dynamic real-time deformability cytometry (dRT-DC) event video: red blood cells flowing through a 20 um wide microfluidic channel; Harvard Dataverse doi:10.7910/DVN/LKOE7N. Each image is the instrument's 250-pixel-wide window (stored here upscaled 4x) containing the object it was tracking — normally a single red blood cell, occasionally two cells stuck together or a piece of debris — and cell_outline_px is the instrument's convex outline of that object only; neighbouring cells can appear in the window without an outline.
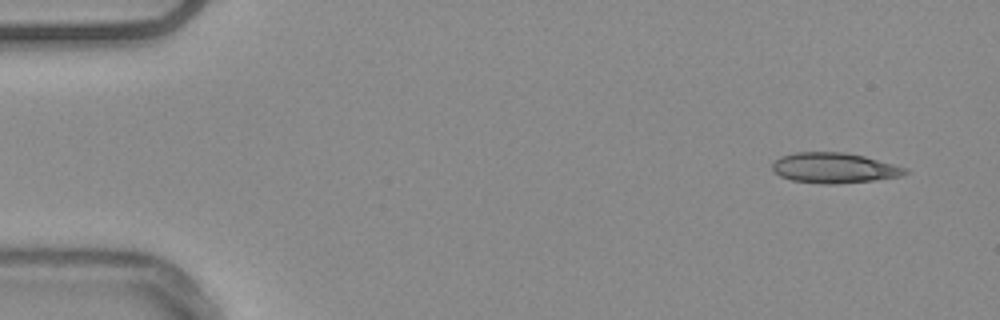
{"species": "common noctule bat (a hibernating species)", "species_latin": "Nyctalus noctula", "temperature_condition": "warm", "stored_images_in_passage": 51, "camera_frame_rate_fps": 3000, "um_per_image_px": 0.085, "animal": {"sex": "male", "body_mass_g": 20.4}, "frame": {"image": 1, "passage_image": 1, "time_ms": 0.0, "image_size_px": [1000, 320], "cell_outline_px": [[908, 172], [900, 176], [872, 180], [836, 184], [820, 184], [792, 180], [780, 176], [772, 168], [772, 164], [780, 156], [796, 152], [844, 152], [864, 156], [908, 168]], "centroid_in_image_um": [70.89, 14.27], "position_along_channel_um": 14.1, "area_um2": 23.35}}
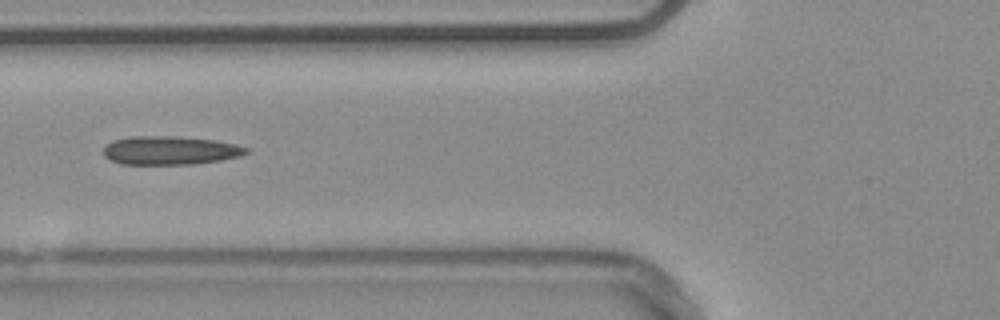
{"frame": {"image": 2, "passage_image": 18, "time_ms": 5.667, "image_size_px": [1000, 320], "cell_outline_px": [[248, 152], [240, 156], [220, 160], [196, 164], [120, 164], [104, 156], [104, 148], [112, 140], [132, 136], [176, 136], [212, 140], [236, 144], [248, 148]], "centroid_in_image_um": [14.45, 12.78], "position_along_channel_um": 111.3, "area_um2": 23.7}}
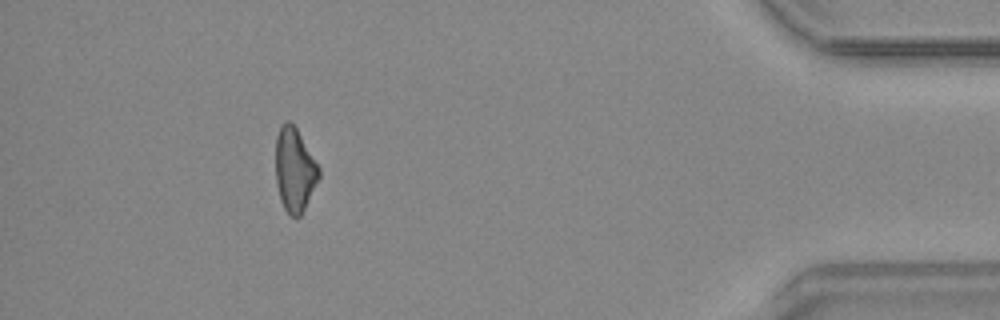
{"frame": {"image": 3, "passage_image": 46, "time_ms": 15.0, "image_size_px": [1000, 320], "cell_outline_px": [[320, 176], [300, 216], [288, 216], [280, 200], [276, 184], [276, 136], [280, 124], [284, 120], [288, 120], [296, 128], [320, 168]], "centroid_in_image_um": [25.02, 14.42], "position_along_channel_um": 410.2, "area_um2": 21.04}, "authors_computed_cell_mechanics": {"area_um2": 22.9466, "velocity_mm_per_s": 3.7788, "shape_relaxation_time_tau1_ms": null, "shape_relaxation_time_tau2_ms": 5.9824, "deformation_change_tau1": null, "deformation_change_tau2": 0.1938}}